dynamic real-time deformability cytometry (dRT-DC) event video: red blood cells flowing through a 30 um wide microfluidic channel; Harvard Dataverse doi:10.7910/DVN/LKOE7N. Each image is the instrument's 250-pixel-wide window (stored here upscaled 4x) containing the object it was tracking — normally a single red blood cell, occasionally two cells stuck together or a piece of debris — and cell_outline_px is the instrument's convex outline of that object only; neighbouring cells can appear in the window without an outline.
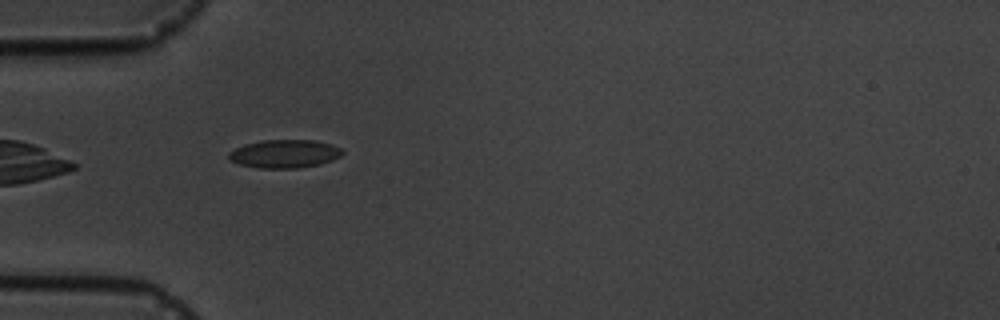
{"species": "common noctule bat (a hibernating species)", "species_latin": "Nyctalus noctula", "temperature_condition": "cold", "stored_images_in_passage": 3, "camera_frame_rate_fps": 3000, "um_per_image_px": 0.085, "animal": {"sex": "male", "body_mass_g": 19.5, "forearm_length_mm": 54.6}, "frame": {"image": 1, "passage_image": 2, "time_ms": 1.333, "image_size_px": [1000, 320], "cell_outline_px": [[344, 152], [340, 156], [332, 160], [320, 164], [296, 168], [260, 168], [240, 164], [228, 160], [228, 152], [244, 144], [260, 140], [316, 140], [332, 144], [340, 148]], "centroid_in_image_um": [24.17, 13.06], "position_along_channel_um": 60.8, "area_um2": 18.79}}
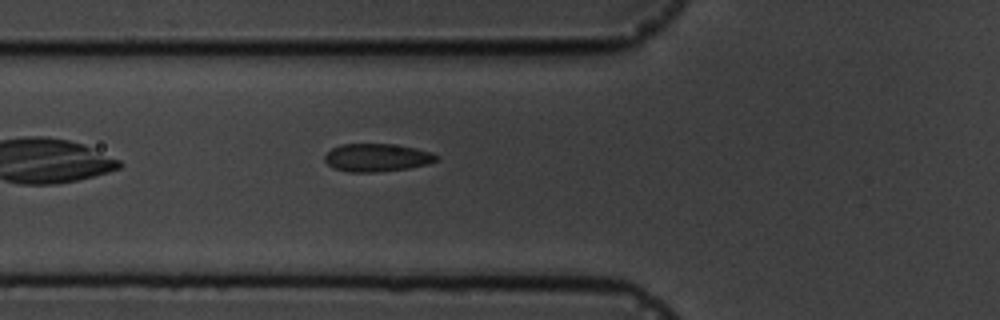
{"frame": {"image": 2, "passage_image": 3, "time_ms": 2.333, "image_size_px": [1000, 320], "cell_outline_px": [[440, 156], [436, 160], [428, 164], [408, 168], [376, 172], [348, 172], [336, 168], [328, 164], [324, 160], [324, 156], [332, 148], [340, 144], [392, 144], [416, 148], [432, 152]], "centroid_in_image_um": [32.05, 13.39], "position_along_channel_um": 93.7, "area_um2": 18.15}}